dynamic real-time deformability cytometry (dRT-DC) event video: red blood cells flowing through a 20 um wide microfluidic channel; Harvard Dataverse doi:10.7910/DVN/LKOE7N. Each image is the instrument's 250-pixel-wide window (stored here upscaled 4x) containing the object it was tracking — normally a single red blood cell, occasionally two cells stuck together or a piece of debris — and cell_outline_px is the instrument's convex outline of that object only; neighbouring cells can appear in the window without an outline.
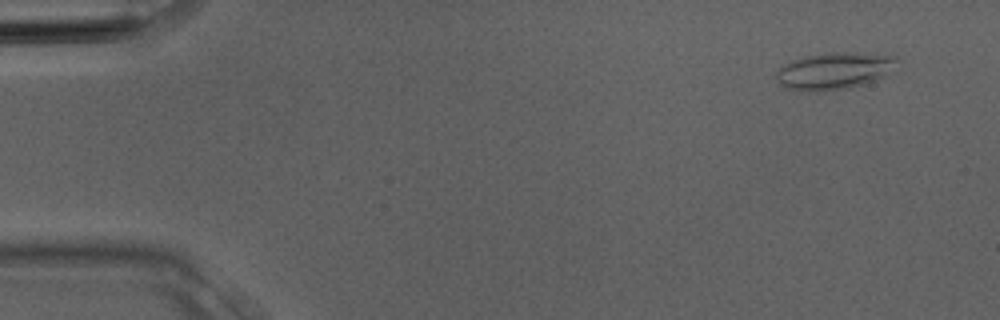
{"species": "Egyptian fruit bat (a non-hibernating species)", "species_latin": "Rousettus aegyptiacus", "temperature_condition": "room temperature", "stored_images_in_passage": 3, "camera_frame_rate_fps": 3000, "um_per_image_px": 0.085, "animal": {"sex": "male"}, "frame": {"image": 1, "passage_image": 1, "time_ms": 0.0, "image_size_px": [1000, 320], "cell_outline_px": [[896, 72], [888, 76], [864, 84], [848, 88], [816, 92], [800, 92], [788, 88], [780, 84], [776, 80], [776, 72], [784, 64], [792, 60], [804, 56], [832, 52], [856, 52], [896, 56]], "centroid_in_image_um": [70.95, 6.03], "position_along_channel_um": 14.1, "area_um2": 26.59}}